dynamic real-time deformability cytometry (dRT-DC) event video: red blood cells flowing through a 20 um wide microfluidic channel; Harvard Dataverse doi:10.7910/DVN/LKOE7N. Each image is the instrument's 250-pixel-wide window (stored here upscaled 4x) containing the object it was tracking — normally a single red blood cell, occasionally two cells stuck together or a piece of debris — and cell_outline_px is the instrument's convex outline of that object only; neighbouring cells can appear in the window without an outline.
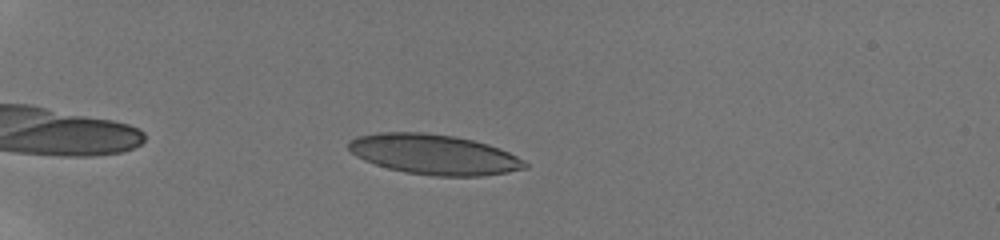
{"species": "human", "species_latin": "Homo sapiens", "temperature_condition": "room temperature", "stored_images_in_passage": 21, "camera_frame_rate_fps": 3000, "um_per_image_px": 0.085, "donor": {"sex": "male"}, "frame": {"image": 1, "passage_image": 17, "time_ms": 3.0, "image_size_px": [1000, 240], "cell_outline_px": [[528, 168], [480, 176], [432, 176], [404, 172], [388, 168], [364, 160], [356, 156], [348, 148], [348, 140], [356, 136], [380, 132], [424, 132], [452, 136], [472, 140], [488, 144], [508, 152], [524, 160], [528, 164]], "centroid_in_image_um": [36.85, 13.12], "position_along_channel_um": 48.1, "area_um2": 41.15}}